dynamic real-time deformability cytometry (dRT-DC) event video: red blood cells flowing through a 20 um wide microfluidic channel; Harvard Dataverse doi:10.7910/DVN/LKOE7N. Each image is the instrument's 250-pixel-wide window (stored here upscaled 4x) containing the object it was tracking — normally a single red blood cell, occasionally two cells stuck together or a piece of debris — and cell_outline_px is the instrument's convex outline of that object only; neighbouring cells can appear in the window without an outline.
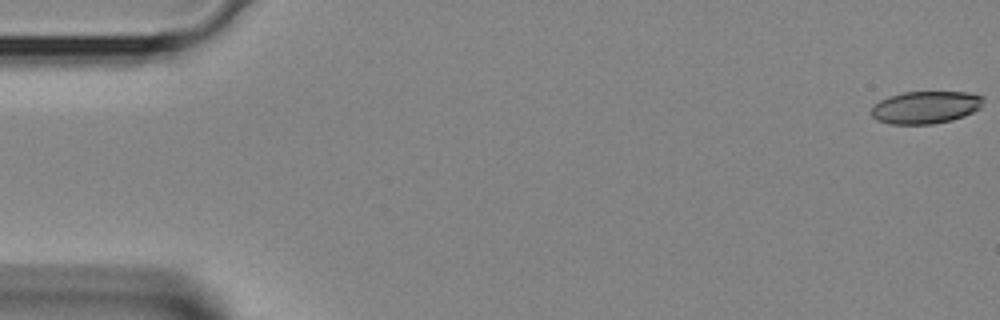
{"species": "Egyptian fruit bat (a non-hibernating species)", "species_latin": "Rousettus aegyptiacus", "temperature_condition": "room temperature", "stored_images_in_passage": 12, "camera_frame_rate_fps": 3000, "um_per_image_px": 0.085, "animal": {"sex": "female"}, "frame": {"image": 1, "passage_image": 1, "time_ms": 0.0, "image_size_px": [1000, 320], "cell_outline_px": [[984, 100], [980, 108], [964, 116], [952, 120], [932, 124], [888, 124], [876, 120], [868, 112], [880, 100], [888, 96], [904, 92], [968, 92], [984, 96]], "centroid_in_image_um": [78.66, 9.12], "position_along_channel_um": 6.3, "area_um2": 21.39}}
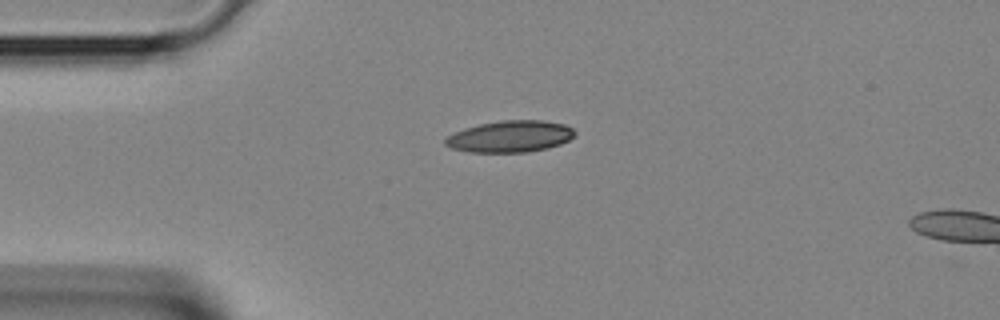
{"frame": {"image": 2, "passage_image": 10, "time_ms": 3.0, "image_size_px": [1000, 320], "cell_outline_px": [[576, 132], [568, 140], [560, 144], [548, 148], [524, 152], [468, 152], [452, 148], [444, 144], [444, 140], [448, 136], [464, 128], [480, 124], [500, 120], [544, 120], [564, 124], [572, 128]], "centroid_in_image_um": [43.36, 11.59], "position_along_channel_um": 41.6, "area_um2": 23.76}}